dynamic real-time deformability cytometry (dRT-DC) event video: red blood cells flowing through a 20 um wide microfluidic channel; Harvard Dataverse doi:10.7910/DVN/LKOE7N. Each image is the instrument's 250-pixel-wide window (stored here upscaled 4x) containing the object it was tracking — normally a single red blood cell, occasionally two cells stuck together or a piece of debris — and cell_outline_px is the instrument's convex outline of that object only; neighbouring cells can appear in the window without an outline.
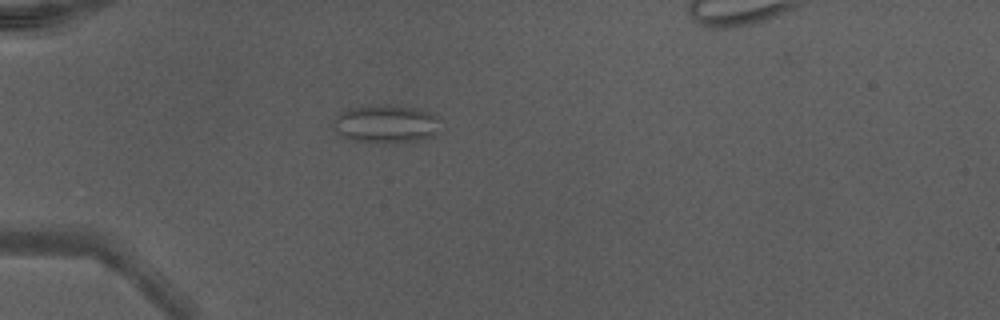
{"species": "Egyptian fruit bat (a non-hibernating species)", "species_latin": "Rousettus aegyptiacus", "temperature_condition": "warm", "stored_images_in_passage": 35, "camera_frame_rate_fps": 3000, "um_per_image_px": 0.085, "animal": {"sex": "male"}, "frame": {"image": 1, "passage_image": 1, "time_ms": 0.0, "image_size_px": [1000, 320], "cell_outline_px": [[436, 132], [432, 136], [424, 140], [352, 140], [340, 136], [332, 124], [336, 116], [340, 112], [352, 108], [384, 104], [396, 104], [420, 108], [436, 116]], "centroid_in_image_um": [32.77, 10.47], "position_along_channel_um": 52.2, "area_um2": 23.0}}
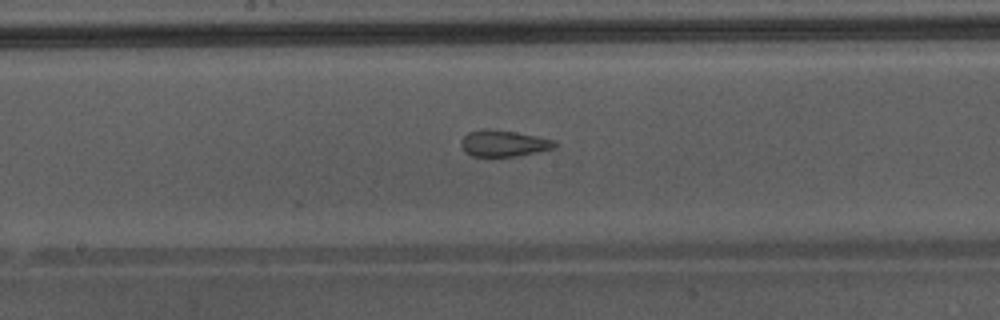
{"frame": {"image": 2, "passage_image": 13, "time_ms": 4.0, "image_size_px": [1000, 320], "cell_outline_px": [[556, 148], [516, 156], [472, 156], [464, 152], [460, 144], [460, 140], [468, 132], [484, 128], [488, 128], [516, 132], [556, 140]], "centroid_in_image_um": [42.78, 12.18], "position_along_channel_um": 205.4, "area_um2": 14.51}}
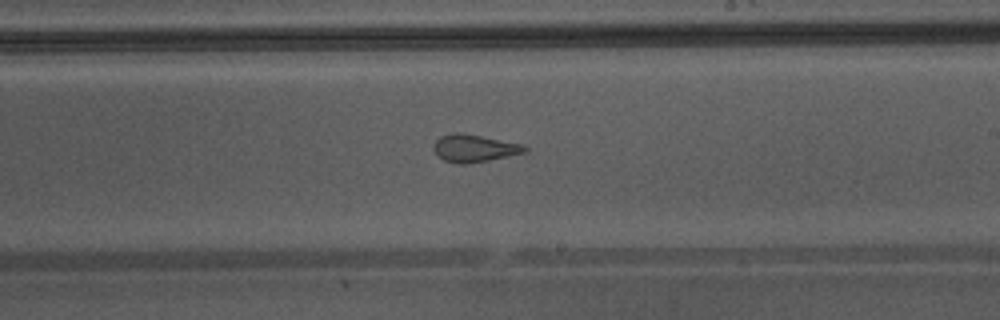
{"frame": {"image": 3, "passage_image": 16, "time_ms": 5.0, "image_size_px": [1000, 320], "cell_outline_px": [[528, 152], [488, 160], [464, 164], [460, 164], [444, 160], [432, 148], [436, 140], [440, 136], [456, 132], [480, 136], [520, 144], [528, 148]], "centroid_in_image_um": [40.3, 12.6], "position_along_channel_um": 248.7, "area_um2": 14.22}}